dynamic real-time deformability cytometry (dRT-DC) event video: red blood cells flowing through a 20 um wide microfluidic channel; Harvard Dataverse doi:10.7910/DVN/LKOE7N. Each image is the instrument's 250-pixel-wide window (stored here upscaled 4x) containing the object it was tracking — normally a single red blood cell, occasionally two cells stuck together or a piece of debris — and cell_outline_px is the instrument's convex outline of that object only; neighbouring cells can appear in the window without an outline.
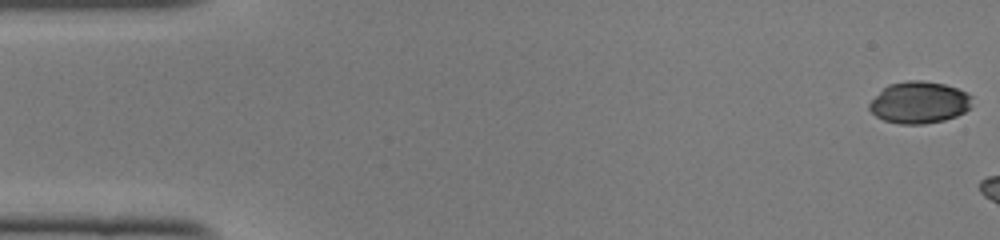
{"species": "common noctule bat (a hibernating species)", "species_latin": "Nyctalus noctula", "temperature_condition": "cold", "stored_images_in_passage": 5, "camera_frame_rate_fps": 3000, "um_per_image_px": 0.085, "animal": {"sex": "female", "body_mass_g": 22.0, "forearm_length_mm": 56.7}, "frame": {"image": 1, "passage_image": 1, "time_ms": 0.0, "image_size_px": [1000, 240], "cell_outline_px": [[972, 96], [968, 108], [964, 112], [956, 116], [944, 120], [924, 124], [900, 124], [884, 120], [876, 116], [868, 108], [868, 104], [888, 84], [908, 80], [920, 80], [944, 84], [956, 88]], "centroid_in_image_um": [78.11, 8.71], "position_along_channel_um": 6.9, "area_um2": 24.8}}